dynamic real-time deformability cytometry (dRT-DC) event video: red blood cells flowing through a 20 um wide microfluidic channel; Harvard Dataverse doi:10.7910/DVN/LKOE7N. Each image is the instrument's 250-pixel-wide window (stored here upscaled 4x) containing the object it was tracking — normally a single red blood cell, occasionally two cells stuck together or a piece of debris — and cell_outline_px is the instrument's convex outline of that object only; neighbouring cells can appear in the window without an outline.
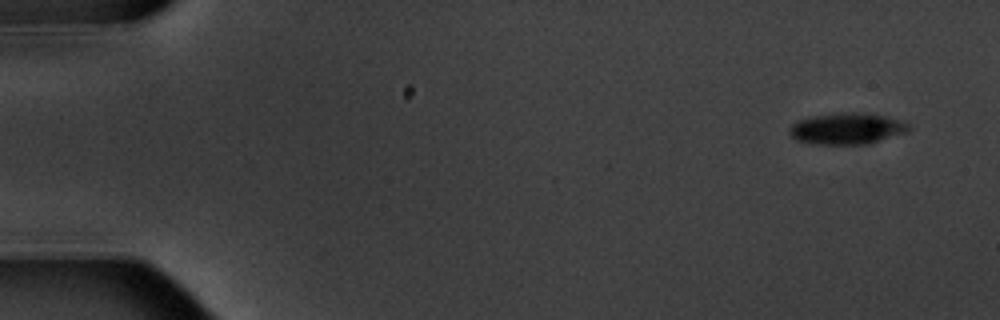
{"species": "common noctule bat (a hibernating species)", "species_latin": "Nyctalus noctula", "temperature_condition": "warm", "stored_images_in_passage": 6, "camera_frame_rate_fps": 3000, "um_per_image_px": 0.085, "animal": {"sex": "male", "body_mass_g": 20.1, "forearm_length_mm": 53.5}, "frame": {"image": 1, "passage_image": 1, "time_ms": 0.0, "image_size_px": [1000, 320], "cell_outline_px": [[912, 128], [904, 132], [868, 144], [820, 144], [796, 140], [788, 132], [792, 124], [800, 120], [812, 116], [840, 112], [860, 112], [888, 116], [904, 120]], "centroid_in_image_um": [72.01, 10.91], "position_along_channel_um": 13.0, "area_um2": 21.73}}
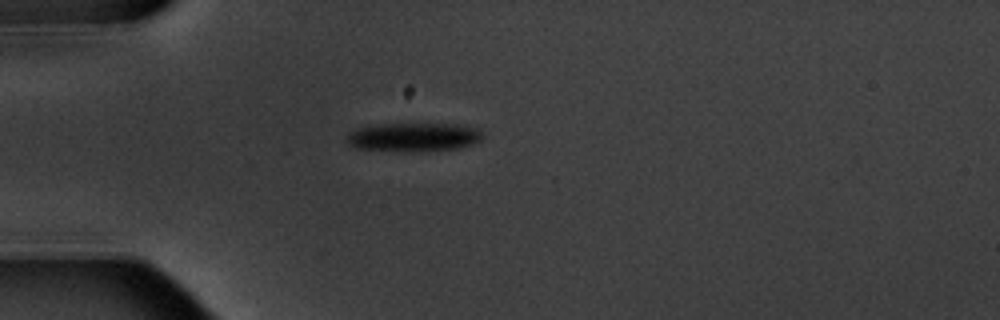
{"frame": {"image": 2, "passage_image": 4, "time_ms": 4.333, "image_size_px": [1000, 320], "cell_outline_px": [[484, 136], [480, 140], [472, 144], [460, 148], [356, 148], [348, 144], [348, 136], [352, 132], [360, 128], [380, 124], [456, 124], [476, 128]], "centroid_in_image_um": [35.23, 11.59], "position_along_channel_um": 49.8, "area_um2": 20.98}}